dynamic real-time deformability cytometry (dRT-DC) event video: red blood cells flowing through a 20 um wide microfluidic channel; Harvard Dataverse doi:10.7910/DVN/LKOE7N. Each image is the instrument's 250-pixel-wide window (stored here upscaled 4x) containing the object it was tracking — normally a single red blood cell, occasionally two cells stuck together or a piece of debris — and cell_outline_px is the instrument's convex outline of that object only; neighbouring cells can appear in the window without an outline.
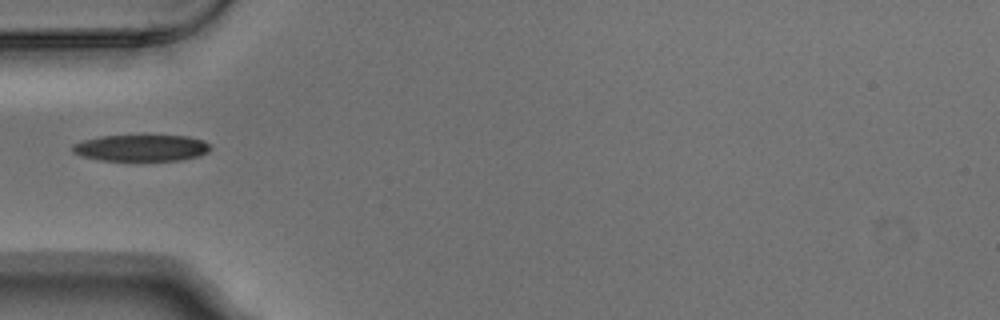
{"species": "Egyptian fruit bat (a non-hibernating species)", "species_latin": "Rousettus aegyptiacus", "temperature_condition": "warm", "stored_images_in_passage": 6, "camera_frame_rate_fps": 3000, "um_per_image_px": 0.085, "animal": {"sex": "male"}, "frame": {"image": 1, "passage_image": 5, "time_ms": 1.333, "image_size_px": [1000, 320], "cell_outline_px": [[212, 148], [208, 152], [200, 156], [180, 160], [100, 160], [80, 156], [72, 152], [72, 144], [84, 140], [100, 136], [188, 136], [204, 140]], "centroid_in_image_um": [12.01, 12.58], "position_along_channel_um": 73.0, "area_um2": 21.27}}
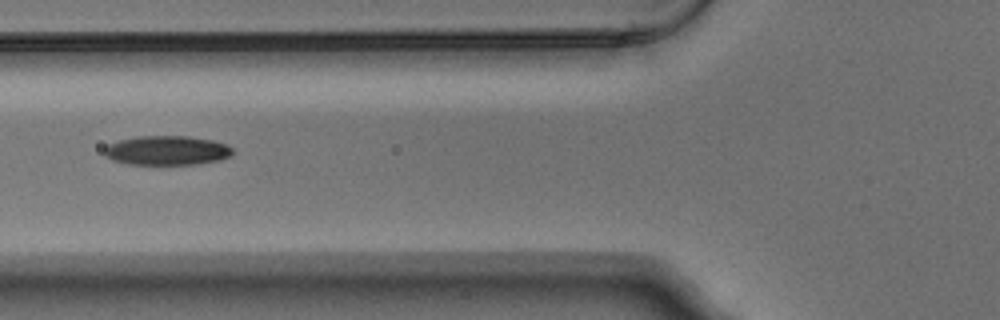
{"frame": {"image": 2, "passage_image": 6, "time_ms": 1.667, "image_size_px": [1000, 320], "cell_outline_px": [[236, 152], [232, 156], [220, 160], [196, 164], [128, 164], [112, 160], [104, 156], [104, 148], [108, 144], [120, 140], [136, 136], [188, 136], [212, 140], [228, 144]], "centroid_in_image_um": [14.22, 12.79], "position_along_channel_um": 111.6, "area_um2": 22.2}}